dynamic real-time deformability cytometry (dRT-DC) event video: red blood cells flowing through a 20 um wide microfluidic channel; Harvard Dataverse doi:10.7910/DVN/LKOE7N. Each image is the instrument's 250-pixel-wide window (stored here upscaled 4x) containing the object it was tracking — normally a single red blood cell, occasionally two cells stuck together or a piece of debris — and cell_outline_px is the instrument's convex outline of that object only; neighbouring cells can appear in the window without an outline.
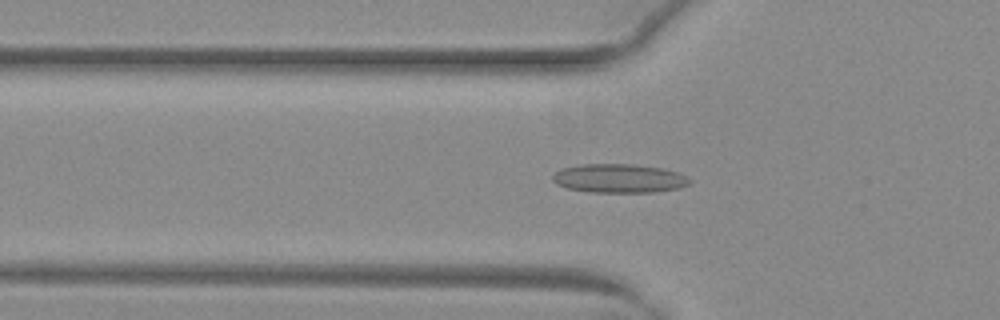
{"species": "common noctule bat (a hibernating species)", "species_latin": "Nyctalus noctula", "temperature_condition": "warm", "stored_images_in_passage": 32, "camera_frame_rate_fps": 3000, "um_per_image_px": 0.085, "animal": {"sex": "female", "body_mass_g": 29.2, "forearm_length_mm": 56.3}, "frame": {"image": 1, "passage_image": 3, "time_ms": 0.667, "image_size_px": [1000, 320], "cell_outline_px": [[692, 180], [688, 184], [680, 188], [656, 192], [588, 192], [568, 188], [556, 184], [552, 180], [552, 176], [560, 168], [580, 164], [632, 164], [664, 168], [676, 172]], "centroid_in_image_um": [52.6, 15.16], "position_along_channel_um": 73.2, "area_um2": 23.12}}
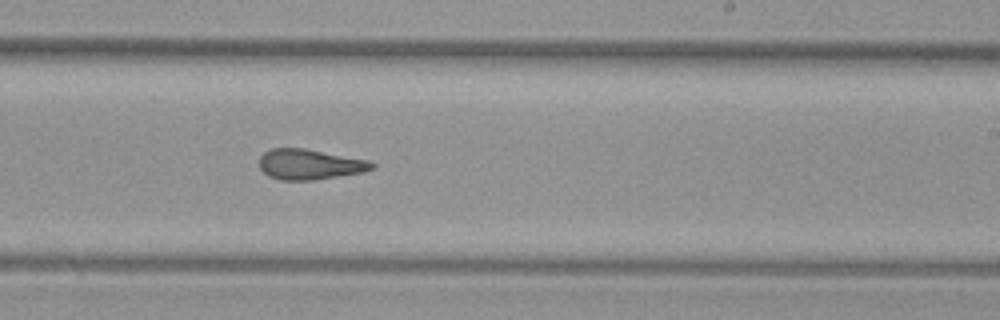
{"frame": {"image": 2, "passage_image": 17, "time_ms": 5.333, "image_size_px": [1000, 320], "cell_outline_px": [[376, 168], [364, 172], [312, 180], [280, 180], [268, 176], [260, 168], [260, 156], [264, 152], [272, 148], [304, 148], [368, 160], [376, 164]], "centroid_in_image_um": [26.34, 13.97], "position_along_channel_um": 262.7, "area_um2": 19.94}}
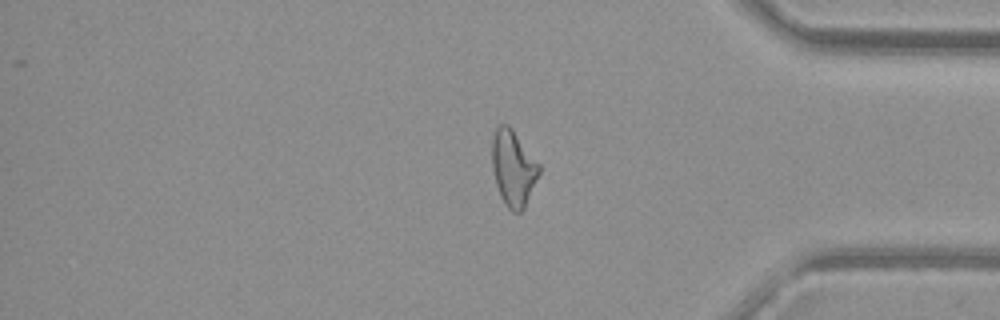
{"frame": {"image": 3, "passage_image": 28, "time_ms": 9.0, "image_size_px": [1000, 320], "cell_outline_px": [[540, 172], [524, 208], [520, 212], [512, 212], [504, 204], [500, 196], [496, 184], [492, 168], [492, 140], [496, 128], [500, 124], [508, 124], [512, 128], [540, 164]], "centroid_in_image_um": [43.62, 14.29], "position_along_channel_um": 391.6, "area_um2": 20.81}, "authors_computed_cell_mechanics": {"area_um2": 20.3745, "velocity_mm_per_s": 4.0559, "shape_relaxation_time_tau1_ms": null, "shape_relaxation_time_tau2_ms": 2.3435, "deformation_change_tau1": null, "deformation_change_tau2": 0.1232}}